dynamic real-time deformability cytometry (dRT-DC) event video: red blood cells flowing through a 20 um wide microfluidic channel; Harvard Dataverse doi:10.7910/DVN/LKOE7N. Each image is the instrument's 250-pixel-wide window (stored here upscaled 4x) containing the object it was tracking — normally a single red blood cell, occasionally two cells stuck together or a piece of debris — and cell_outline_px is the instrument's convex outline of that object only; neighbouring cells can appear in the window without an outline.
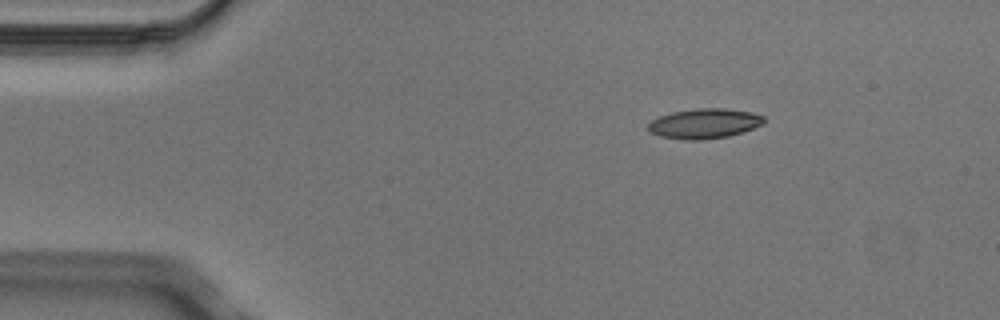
{"species": "Egyptian fruit bat (a non-hibernating species)", "species_latin": "Rousettus aegyptiacus", "temperature_condition": "cold", "stored_images_in_passage": 3, "camera_frame_rate_fps": 3000, "um_per_image_px": 0.085, "animal": {"sex": "male"}, "frame": {"image": 1, "passage_image": 1, "time_ms": 0.0, "image_size_px": [1000, 320], "cell_outline_px": [[764, 124], [728, 136], [704, 140], [684, 140], [660, 136], [652, 132], [648, 128], [648, 124], [652, 120], [660, 116], [672, 112], [700, 108], [724, 108], [752, 112], [764, 116]], "centroid_in_image_um": [59.88, 10.5], "position_along_channel_um": 25.1, "area_um2": 20.06}}
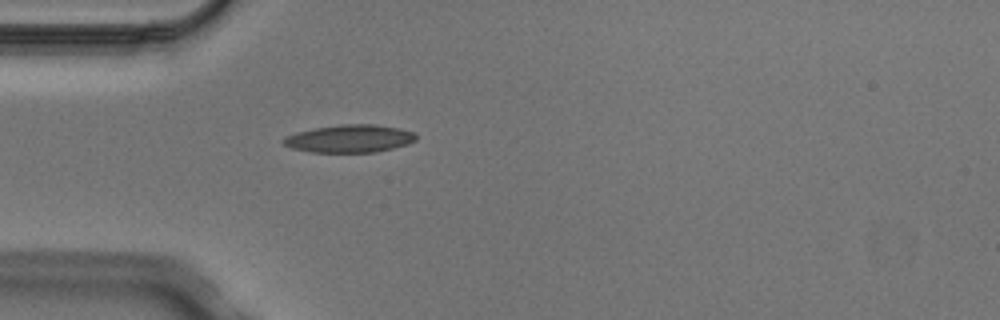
{"frame": {"image": 2, "passage_image": 3, "time_ms": 0.667, "image_size_px": [1000, 320], "cell_outline_px": [[416, 140], [408, 144], [376, 152], [312, 152], [292, 148], [284, 144], [280, 140], [284, 136], [296, 132], [316, 128], [340, 124], [372, 124], [400, 128], [412, 132], [416, 136]], "centroid_in_image_um": [29.69, 11.78], "position_along_channel_um": 55.3, "area_um2": 21.39}}